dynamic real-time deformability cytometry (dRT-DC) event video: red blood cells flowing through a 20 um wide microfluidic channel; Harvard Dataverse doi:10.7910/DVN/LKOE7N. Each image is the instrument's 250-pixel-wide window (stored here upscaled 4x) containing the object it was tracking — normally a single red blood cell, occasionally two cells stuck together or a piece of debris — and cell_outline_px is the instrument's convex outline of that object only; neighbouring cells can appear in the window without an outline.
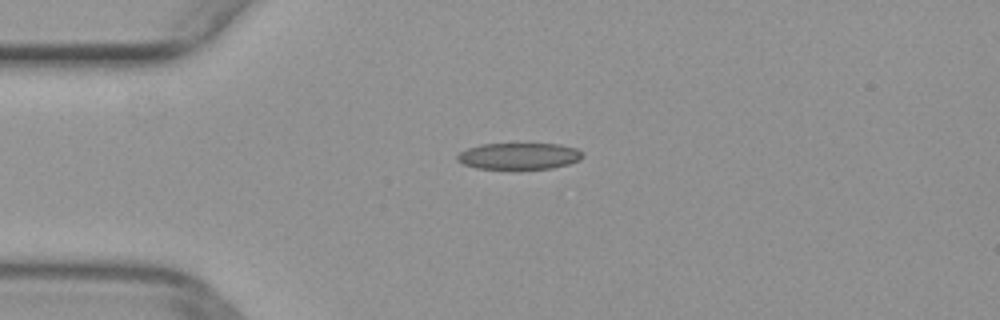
{"species": "common noctule bat (a hibernating species)", "species_latin": "Nyctalus noctula", "temperature_condition": "warm", "stored_images_in_passage": 39, "camera_frame_rate_fps": 3000, "um_per_image_px": 0.085, "animal": {"sex": "female", "body_mass_g": 29.2, "forearm_length_mm": 56.3}, "frame": {"image": 1, "passage_image": 1, "time_ms": 0.0, "image_size_px": [1000, 320], "cell_outline_px": [[584, 156], [580, 160], [568, 164], [552, 168], [476, 168], [464, 164], [456, 160], [456, 156], [460, 152], [468, 148], [480, 144], [560, 144], [576, 148], [584, 152]], "centroid_in_image_um": [44.14, 13.25], "position_along_channel_um": 40.9, "area_um2": 19.25}}
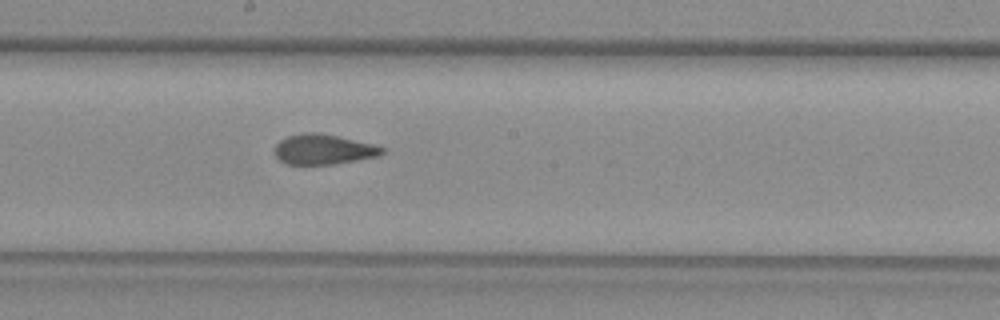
{"frame": {"image": 2, "passage_image": 16, "time_ms": 5.0, "image_size_px": [1000, 320], "cell_outline_px": [[384, 152], [380, 156], [332, 164], [288, 164], [280, 160], [272, 152], [276, 144], [280, 140], [288, 136], [300, 132], [316, 132], [336, 136], [372, 144], [384, 148]], "centroid_in_image_um": [27.44, 12.69], "position_along_channel_um": 220.8, "area_um2": 18.79}}
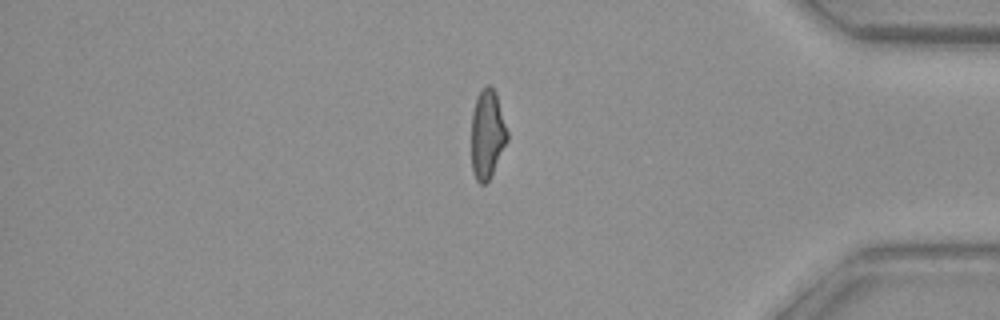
{"frame": {"image": 3, "passage_image": 31, "time_ms": 10.0, "image_size_px": [1000, 320], "cell_outline_px": [[508, 140], [488, 180], [484, 184], [480, 184], [476, 180], [472, 172], [472, 112], [476, 96], [488, 84], [496, 92], [508, 132]], "centroid_in_image_um": [41.41, 11.39], "position_along_channel_um": 393.8, "area_um2": 18.44}}